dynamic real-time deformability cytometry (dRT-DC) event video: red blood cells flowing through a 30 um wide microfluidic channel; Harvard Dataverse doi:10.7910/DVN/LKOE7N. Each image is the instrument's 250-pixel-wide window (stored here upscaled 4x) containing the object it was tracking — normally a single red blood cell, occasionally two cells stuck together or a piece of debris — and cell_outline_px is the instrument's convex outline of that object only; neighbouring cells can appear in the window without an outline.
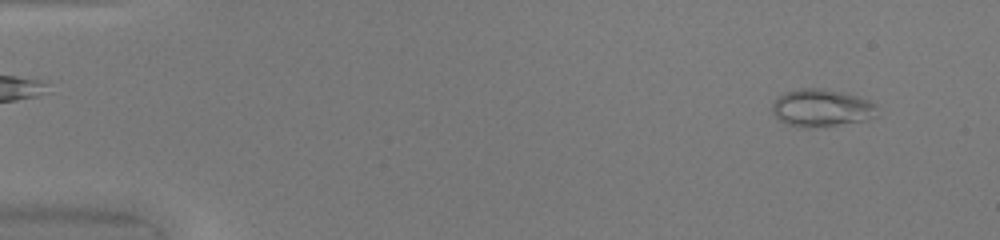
{"species": "common noctule bat (a hibernating species)", "species_latin": "Nyctalus noctula", "temperature_condition": "warm", "stored_images_in_passage": 49, "camera_frame_rate_fps": 3000, "um_per_image_px": 0.085, "animal": {"sex": "female", "body_mass_g": 20.0, "forearm_length_mm": 54.0}, "frame": {"image": 1, "passage_image": 4, "time_ms": 1.0, "image_size_px": [1000, 240], "cell_outline_px": [[876, 116], [868, 120], [816, 128], [804, 128], [788, 124], [780, 120], [772, 112], [772, 104], [784, 92], [800, 88], [824, 88], [856, 96], [868, 100], [876, 104]], "centroid_in_image_um": [69.83, 9.19], "position_along_channel_um": 15.2, "area_um2": 23.0}}
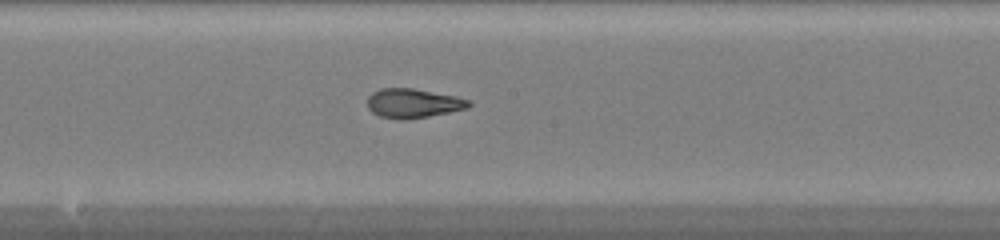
{"frame": {"image": 2, "passage_image": 27, "time_ms": 8.667, "image_size_px": [1000, 240], "cell_outline_px": [[472, 104], [468, 108], [428, 116], [400, 120], [380, 116], [372, 112], [368, 108], [368, 96], [372, 92], [380, 88], [412, 88], [456, 96], [472, 100]], "centroid_in_image_um": [35.12, 8.77], "position_along_channel_um": 213.1, "area_um2": 17.28}}
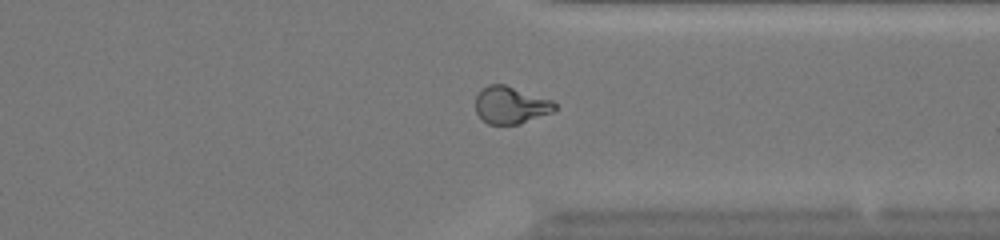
{"frame": {"image": 3, "passage_image": 38, "time_ms": 12.333, "image_size_px": [1000, 240], "cell_outline_px": [[556, 108], [552, 112], [520, 124], [488, 124], [476, 112], [476, 96], [488, 84], [504, 84], [552, 100], [556, 104]], "centroid_in_image_um": [43.42, 8.93], "position_along_channel_um": 368.0, "area_um2": 16.99}, "authors_computed_cell_mechanics": {"area_um2": 18.9584, "velocity_mm_per_s": 4.2335, "shape_relaxation_time_tau1_ms": null, "shape_relaxation_time_tau2_ms": 0.9447, "deformation_change_tau1": null, "deformation_change_tau2": 0.0672}}